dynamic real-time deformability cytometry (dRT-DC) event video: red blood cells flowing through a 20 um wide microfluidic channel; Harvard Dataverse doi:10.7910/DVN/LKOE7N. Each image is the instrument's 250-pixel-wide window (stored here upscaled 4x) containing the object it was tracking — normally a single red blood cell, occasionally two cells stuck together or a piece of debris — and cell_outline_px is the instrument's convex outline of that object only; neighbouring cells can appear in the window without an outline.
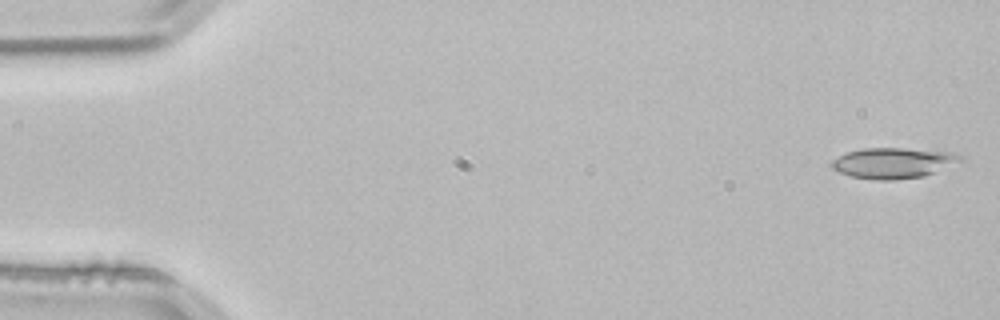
{"species": "common noctule bat (a hibernating species)", "species_latin": "Nyctalus noctula", "temperature_condition": "room temperature", "stored_images_in_passage": 52, "camera_frame_rate_fps": 3000, "um_per_image_px": 0.085, "animal": {"sex": "male", "body_mass_g": 21.5, "forearm_length_mm": 52.0}, "frame": {"image": 1, "passage_image": 1, "time_ms": 0.0, "image_size_px": [1000, 320], "cell_outline_px": [[964, 160], [924, 176], [896, 180], [876, 180], [852, 176], [840, 172], [832, 168], [832, 160], [848, 152], [864, 148], [904, 148], [948, 152], [960, 156]], "centroid_in_image_um": [75.91, 13.86], "position_along_channel_um": 9.1, "area_um2": 22.6}}
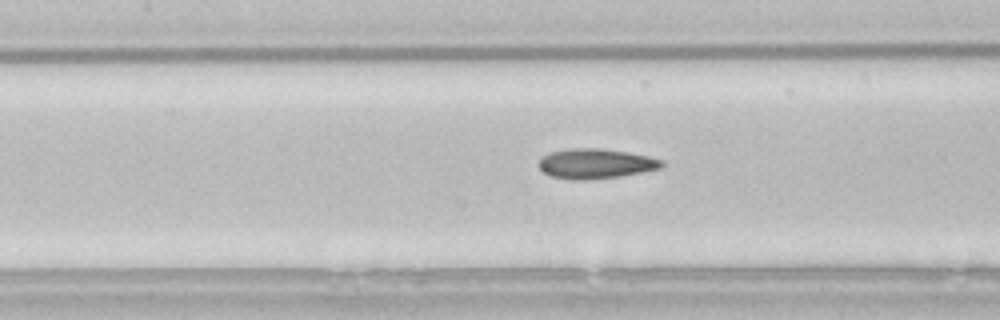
{"frame": {"image": 2, "passage_image": 23, "time_ms": 7.333, "image_size_px": [1000, 320], "cell_outline_px": [[664, 164], [660, 168], [644, 172], [620, 176], [584, 180], [572, 180], [552, 176], [544, 172], [536, 164], [548, 152], [568, 148], [600, 148], [628, 152], [648, 156], [664, 160]], "centroid_in_image_um": [50.63, 13.9], "position_along_channel_um": 156.8, "area_um2": 21.56}}
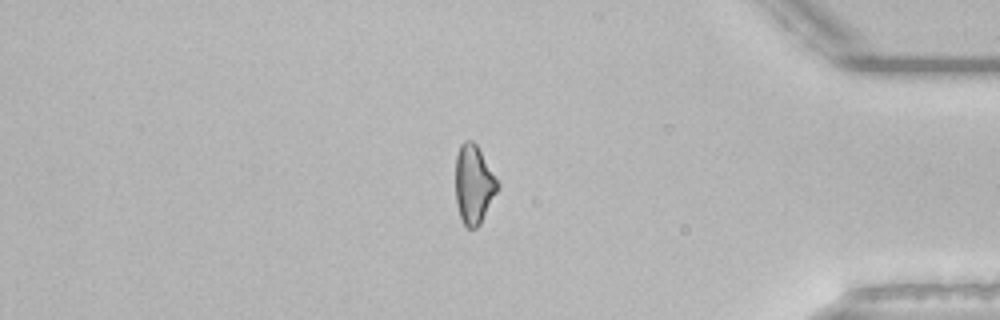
{"frame": {"image": 3, "passage_image": 44, "time_ms": 14.333, "image_size_px": [1000, 320], "cell_outline_px": [[500, 188], [480, 224], [476, 228], [468, 228], [464, 224], [460, 216], [456, 204], [456, 156], [460, 144], [464, 140], [472, 140], [476, 144], [500, 184]], "centroid_in_image_um": [40.28, 15.68], "position_along_channel_um": 394.9, "area_um2": 19.36}, "authors_computed_cell_mechanics": {"area_um2": 20.6057, "velocity_mm_per_s": 3.8453, "shape_relaxation_time_tau1_ms": null, "shape_relaxation_time_tau2_ms": 4.3723, "deformation_change_tau1": null, "deformation_change_tau2": 0.1276}}